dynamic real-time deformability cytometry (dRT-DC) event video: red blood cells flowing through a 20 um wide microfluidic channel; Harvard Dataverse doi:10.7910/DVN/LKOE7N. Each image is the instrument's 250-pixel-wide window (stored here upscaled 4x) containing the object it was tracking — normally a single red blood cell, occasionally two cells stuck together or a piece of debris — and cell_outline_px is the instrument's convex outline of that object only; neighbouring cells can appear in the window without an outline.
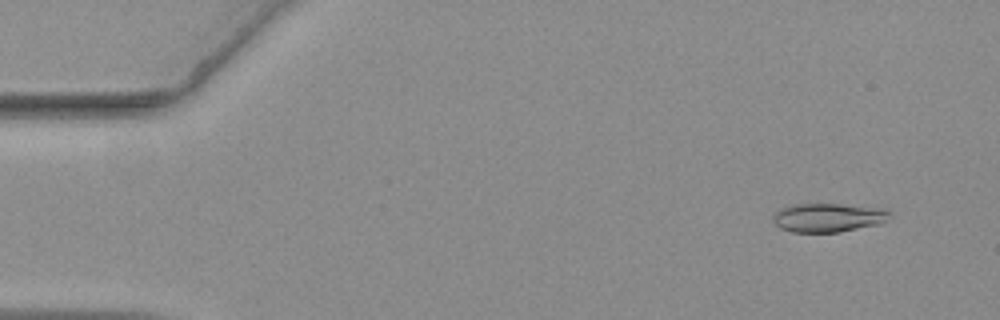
{"species": "common noctule bat (a hibernating species)", "species_latin": "Nyctalus noctula", "temperature_condition": "warm", "stored_images_in_passage": 57, "camera_frame_rate_fps": 3000, "um_per_image_px": 0.085, "animal": {"sex": "female", "body_mass_g": 19.3, "forearm_length_mm": 54.1}, "frame": {"image": 1, "passage_image": 5, "time_ms": 1.333, "image_size_px": [1000, 320], "cell_outline_px": [[892, 216], [880, 224], [840, 232], [792, 232], [780, 228], [772, 220], [772, 216], [776, 212], [784, 208], [796, 204], [840, 204], [884, 208], [892, 212]], "centroid_in_image_um": [70.45, 18.5], "position_along_channel_um": 14.6, "area_um2": 19.65}}
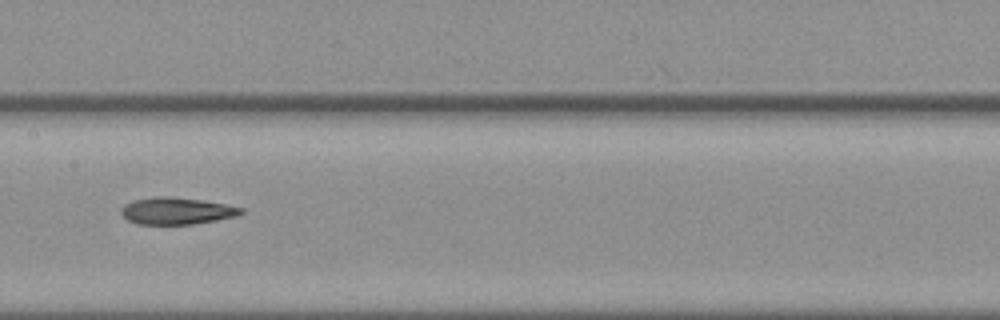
{"frame": {"image": 2, "passage_image": 29, "time_ms": 9.333, "image_size_px": [1000, 320], "cell_outline_px": [[244, 212], [236, 216], [216, 220], [192, 224], [136, 224], [128, 220], [120, 212], [120, 208], [124, 204], [132, 200], [152, 196], [168, 196], [204, 200], [244, 208]], "centroid_in_image_um": [14.98, 17.91], "position_along_channel_um": 192.4, "area_um2": 18.96}}
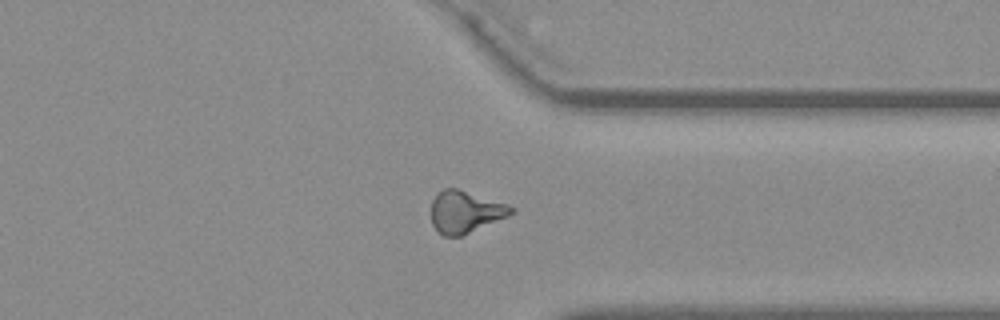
{"frame": {"image": 3, "passage_image": 44, "time_ms": 14.333, "image_size_px": [1000, 320], "cell_outline_px": [[516, 212], [508, 216], [460, 236], [444, 236], [432, 224], [432, 200], [436, 192], [444, 188], [456, 188], [508, 204], [516, 208]], "centroid_in_image_um": [39.56, 17.98], "position_along_channel_um": 371.8, "area_um2": 19.48}, "authors_computed_cell_mechanics": {"area_um2": 19.363, "velocity_mm_per_s": 3.6508, "shape_relaxation_time_tau1_ms": null, "shape_relaxation_time_tau2_ms": 3.3152, "deformation_change_tau1": null, "deformation_change_tau2": 0.12}}